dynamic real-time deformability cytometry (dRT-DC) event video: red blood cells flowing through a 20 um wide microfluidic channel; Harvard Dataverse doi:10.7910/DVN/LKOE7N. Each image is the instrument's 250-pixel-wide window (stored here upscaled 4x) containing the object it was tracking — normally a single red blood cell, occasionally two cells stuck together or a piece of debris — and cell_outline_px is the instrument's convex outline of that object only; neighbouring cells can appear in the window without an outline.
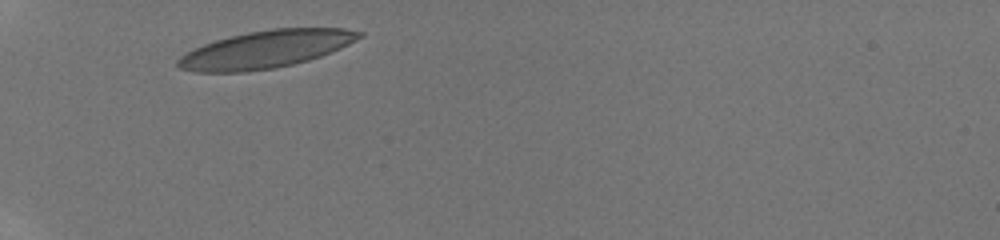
{"species": "human", "species_latin": "Homo sapiens", "temperature_condition": "room temperature", "stored_images_in_passage": 7, "camera_frame_rate_fps": 3000, "um_per_image_px": 0.085, "donor": {"sex": "male"}, "frame": {"image": 1, "passage_image": 1, "time_ms": 0.0, "image_size_px": [1000, 240], "cell_outline_px": [[364, 36], [340, 48], [320, 56], [308, 60], [292, 64], [272, 68], [244, 72], [196, 72], [180, 68], [176, 64], [176, 60], [180, 56], [204, 44], [216, 40], [248, 32], [272, 28], [344, 28], [364, 32]], "centroid_in_image_um": [22.61, 4.19], "position_along_channel_um": 62.4, "area_um2": 39.25}}
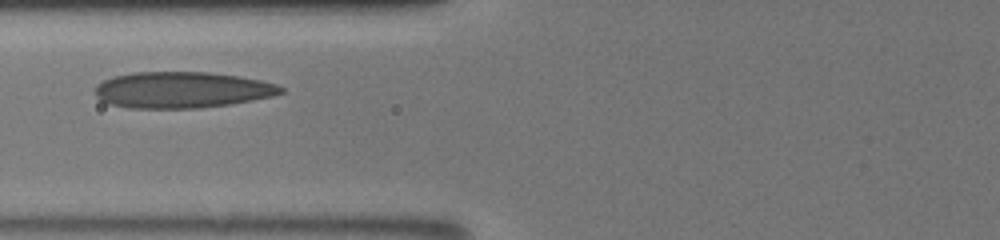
{"frame": {"image": 2, "passage_image": 4, "time_ms": 1.667, "image_size_px": [1000, 240], "cell_outline_px": [[284, 92], [272, 96], [252, 100], [228, 104], [196, 108], [132, 108], [108, 104], [100, 100], [96, 96], [96, 84], [112, 76], [132, 72], [208, 72], [240, 76], [260, 80], [276, 84], [284, 88]], "centroid_in_image_um": [15.44, 7.63], "position_along_channel_um": 110.4, "area_um2": 39.25}}
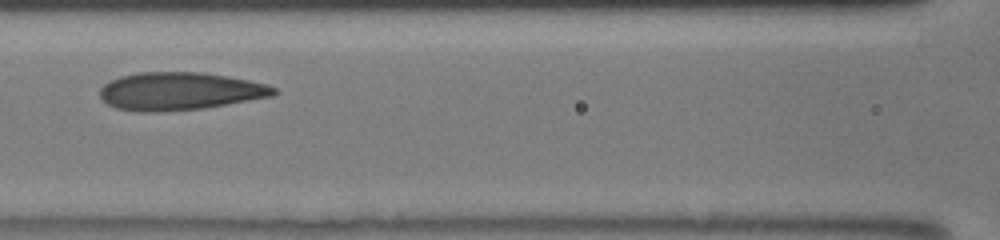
{"frame": {"image": 3, "passage_image": 6, "time_ms": 2.667, "image_size_px": [1000, 240], "cell_outline_px": [[280, 92], [272, 96], [204, 108], [160, 112], [140, 112], [116, 108], [108, 104], [100, 96], [100, 88], [104, 84], [120, 76], [140, 72], [204, 72], [248, 80], [268, 84], [276, 88]], "centroid_in_image_um": [15.29, 7.75], "position_along_channel_um": 151.3, "area_um2": 38.38}}